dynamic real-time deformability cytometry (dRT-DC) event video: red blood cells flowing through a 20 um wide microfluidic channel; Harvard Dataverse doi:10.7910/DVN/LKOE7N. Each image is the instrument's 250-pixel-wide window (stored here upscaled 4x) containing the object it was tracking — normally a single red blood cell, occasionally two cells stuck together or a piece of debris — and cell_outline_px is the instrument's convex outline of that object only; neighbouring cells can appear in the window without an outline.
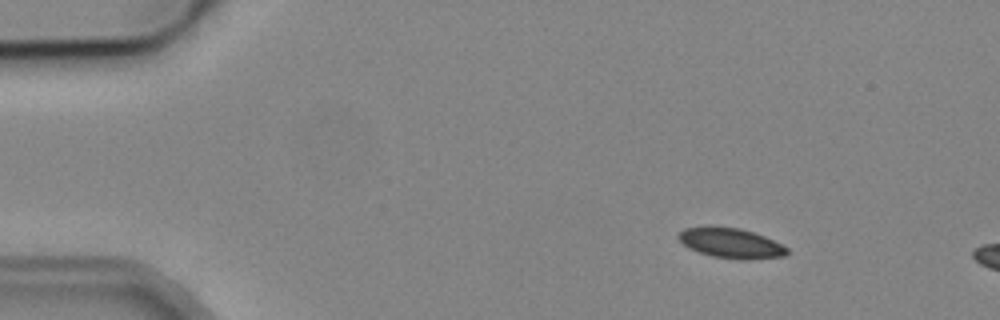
{"species": "common noctule bat (a hibernating species)", "species_latin": "Nyctalus noctula", "temperature_condition": "cold", "stored_images_in_passage": 4, "camera_frame_rate_fps": 3000, "um_per_image_px": 0.085, "animal": {"sex": "male", "body_mass_g": 19.2, "forearm_length_mm": 51.8}, "frame": {"image": 1, "passage_image": 2, "time_ms": 1.333, "image_size_px": [1000, 320], "cell_outline_px": [[788, 252], [784, 256], [744, 260], [740, 260], [712, 256], [688, 248], [676, 236], [684, 228], [708, 224], [740, 228], [764, 236], [788, 248]], "centroid_in_image_um": [62.07, 20.63], "position_along_channel_um": 22.9, "area_um2": 19.25}}